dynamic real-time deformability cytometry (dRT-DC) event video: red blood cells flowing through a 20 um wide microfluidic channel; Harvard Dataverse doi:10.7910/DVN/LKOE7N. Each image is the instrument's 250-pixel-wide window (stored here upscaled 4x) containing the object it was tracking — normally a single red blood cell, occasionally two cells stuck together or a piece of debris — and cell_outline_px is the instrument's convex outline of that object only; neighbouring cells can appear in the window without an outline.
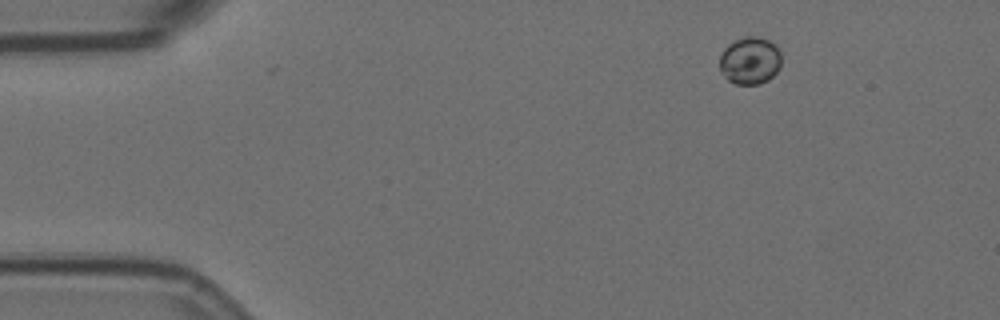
{"species": "Egyptian fruit bat (a non-hibernating species)", "species_latin": "Rousettus aegyptiacus", "temperature_condition": "room temperature", "stored_images_in_passage": 4, "camera_frame_rate_fps": 3000, "um_per_image_px": 0.085, "animal": {"sex": "female"}, "frame": {"image": 1, "passage_image": 1, "time_ms": 0.0, "image_size_px": [1000, 320], "cell_outline_px": [[780, 64], [776, 72], [768, 80], [760, 84], [736, 84], [728, 80], [720, 72], [720, 56], [724, 48], [728, 44], [744, 36], [756, 36], [768, 40], [776, 44], [780, 52]], "centroid_in_image_um": [63.74, 5.15], "position_along_channel_um": 21.3, "area_um2": 17.11}}
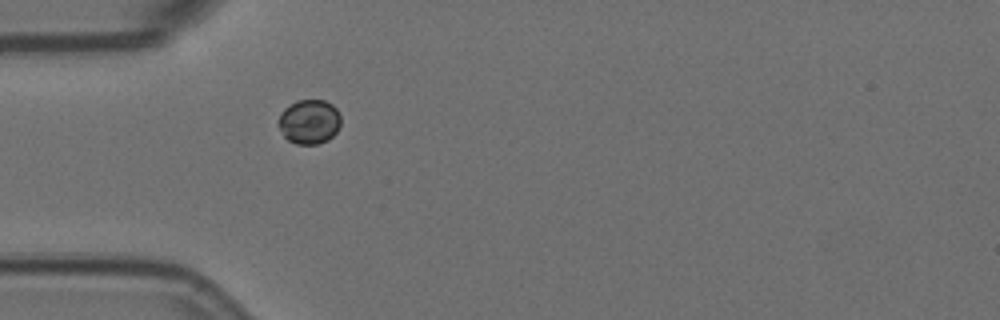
{"frame": {"image": 2, "passage_image": 4, "time_ms": 1.0, "image_size_px": [1000, 320], "cell_outline_px": [[340, 124], [336, 132], [328, 140], [316, 144], [296, 144], [288, 140], [284, 136], [280, 128], [280, 112], [284, 108], [296, 100], [324, 100], [332, 104], [336, 108], [340, 116]], "centroid_in_image_um": [26.3, 10.34], "position_along_channel_um": 58.7, "area_um2": 16.07}}